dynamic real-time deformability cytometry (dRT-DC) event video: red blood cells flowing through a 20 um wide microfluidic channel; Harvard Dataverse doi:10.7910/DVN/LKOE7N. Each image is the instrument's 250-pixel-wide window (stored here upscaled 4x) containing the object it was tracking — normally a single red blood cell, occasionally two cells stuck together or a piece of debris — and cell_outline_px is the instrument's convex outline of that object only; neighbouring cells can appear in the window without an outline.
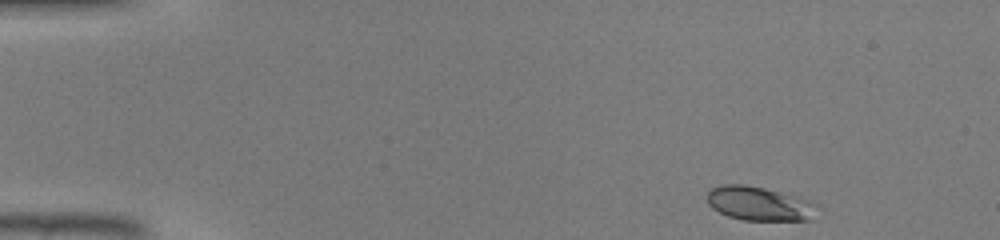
{"species": "common noctule bat (a hibernating species)", "species_latin": "Nyctalus noctula", "temperature_condition": "warm", "stored_images_in_passage": 41, "camera_frame_rate_fps": 3000, "um_per_image_px": 0.085, "animal": {"sex": "male", "body_mass_g": 19.0, "forearm_length_mm": 50.8}, "frame": {"image": 1, "passage_image": 1, "time_ms": 0.0, "image_size_px": [1000, 240], "cell_outline_px": [[816, 204], [812, 220], [744, 220], [728, 216], [712, 208], [708, 204], [708, 192], [712, 188], [720, 184], [744, 184], [764, 188], [812, 200]], "centroid_in_image_um": [64.53, 17.3], "position_along_channel_um": 20.5, "area_um2": 21.73}}
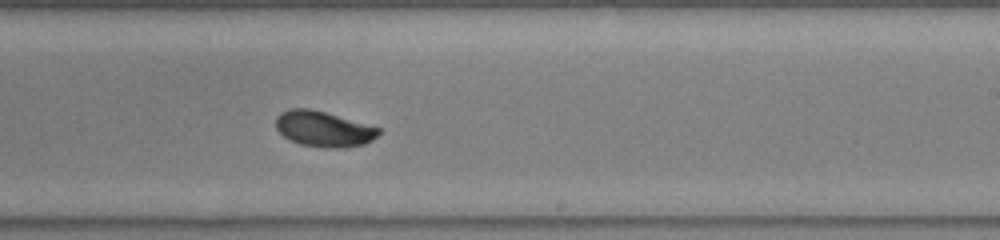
{"frame": {"image": 2, "passage_image": 24, "time_ms": 7.667, "image_size_px": [1000, 240], "cell_outline_px": [[380, 132], [372, 140], [364, 144], [340, 148], [324, 148], [300, 144], [288, 140], [276, 128], [276, 116], [280, 112], [288, 108], [308, 108], [324, 112], [380, 128]], "centroid_in_image_um": [27.45, 10.96], "position_along_channel_um": 261.5, "area_um2": 21.21}}
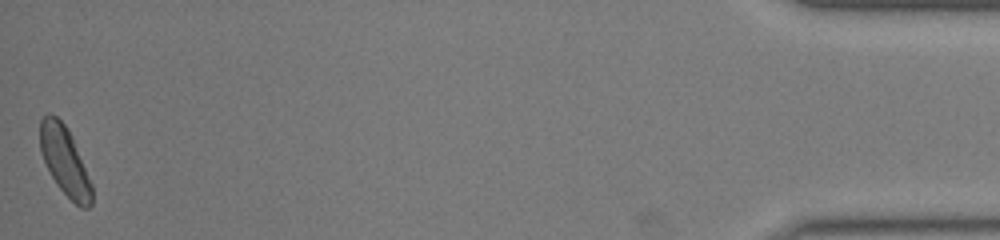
{"frame": {"image": 3, "passage_image": 41, "time_ms": 13.333, "image_size_px": [1000, 240], "cell_outline_px": [[92, 204], [88, 208], [80, 208], [56, 184], [44, 160], [40, 148], [40, 120], [48, 112], [56, 116], [64, 124], [72, 136], [92, 184]], "centroid_in_image_um": [5.51, 13.68], "position_along_channel_um": 429.7, "area_um2": 20.46}}